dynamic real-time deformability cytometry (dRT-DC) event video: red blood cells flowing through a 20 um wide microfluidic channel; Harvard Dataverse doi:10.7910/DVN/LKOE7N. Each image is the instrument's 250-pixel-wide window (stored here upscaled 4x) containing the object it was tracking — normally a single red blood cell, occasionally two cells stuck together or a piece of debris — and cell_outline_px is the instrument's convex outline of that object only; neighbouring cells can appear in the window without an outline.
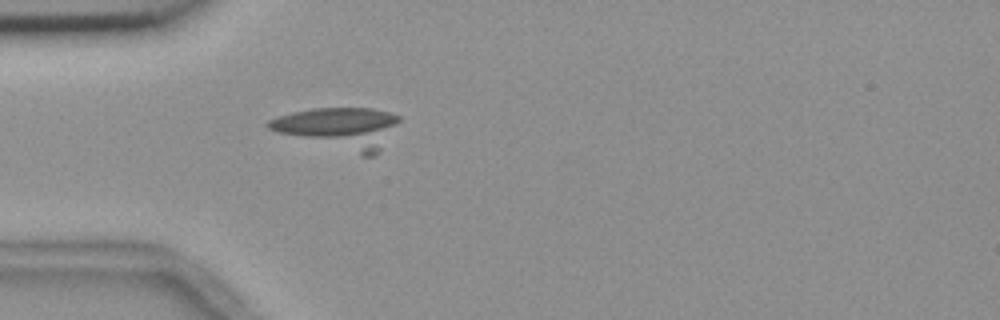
{"species": "common noctule bat (a hibernating species)", "species_latin": "Nyctalus noctula", "temperature_condition": "room temperature", "stored_images_in_passage": 36, "camera_frame_rate_fps": 3000, "um_per_image_px": 0.085, "animal": {"sex": "female", "body_mass_g": 18.4}, "frame": {"image": 1, "passage_image": 8, "time_ms": 2.333, "image_size_px": [1000, 320], "cell_outline_px": [[400, 120], [380, 152], [372, 156], [360, 156], [280, 132], [268, 128], [268, 120], [276, 116], [292, 112], [312, 108], [372, 108], [388, 112], [400, 116]], "centroid_in_image_um": [28.9, 10.88], "position_along_channel_um": 56.1, "area_um2": 31.27}}
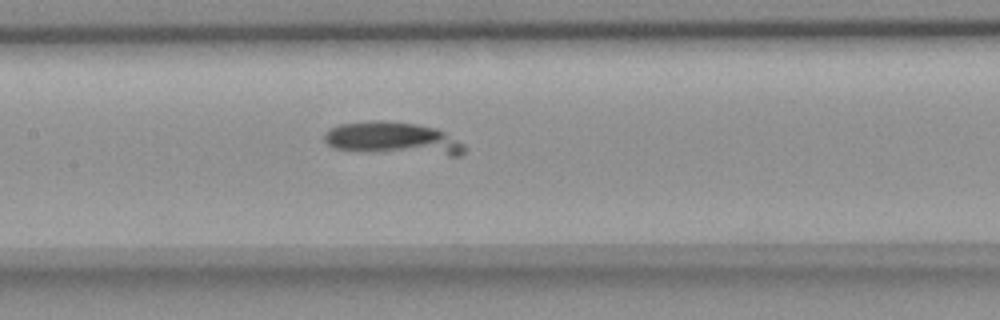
{"frame": {"image": 2, "passage_image": 18, "time_ms": 5.667, "image_size_px": [1000, 320], "cell_outline_px": [[468, 148], [460, 156], [448, 156], [372, 152], [332, 148], [324, 140], [324, 136], [332, 128], [340, 124], [368, 120], [380, 120], [416, 124], [436, 128], [444, 132], [464, 144]], "centroid_in_image_um": [33.45, 11.79], "position_along_channel_um": 173.9, "area_um2": 26.93}}
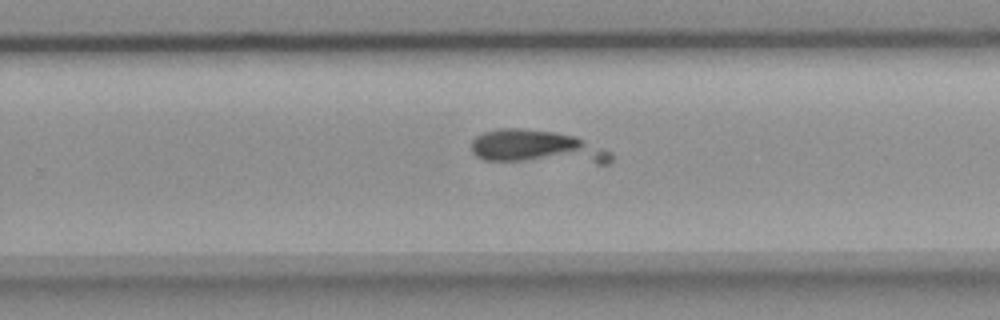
{"frame": {"image": 3, "passage_image": 27, "time_ms": 8.667, "image_size_px": [1000, 320], "cell_outline_px": [[612, 160], [608, 164], [596, 164], [484, 160], [476, 156], [472, 152], [472, 140], [476, 136], [484, 132], [500, 128], [520, 128], [556, 132], [576, 136], [612, 152]], "centroid_in_image_um": [45.68, 12.52], "position_along_channel_um": 284.1, "area_um2": 27.69}}